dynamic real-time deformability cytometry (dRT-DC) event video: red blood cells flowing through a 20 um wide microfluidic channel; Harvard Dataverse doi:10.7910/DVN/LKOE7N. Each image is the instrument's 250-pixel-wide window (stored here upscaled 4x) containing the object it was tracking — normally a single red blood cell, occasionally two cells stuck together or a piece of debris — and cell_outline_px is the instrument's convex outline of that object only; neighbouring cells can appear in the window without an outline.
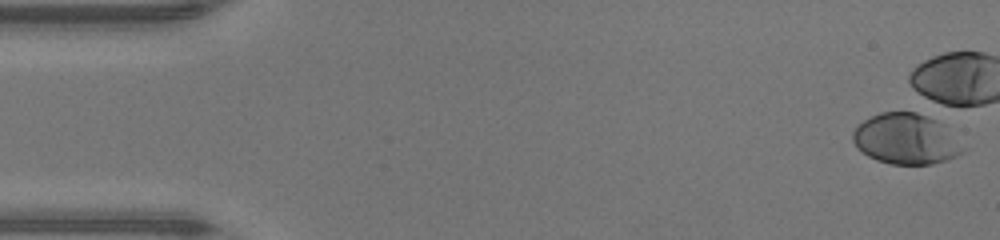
{"species": "human", "species_latin": "Homo sapiens", "temperature_condition": "warm", "stored_images_in_passage": 2, "camera_frame_rate_fps": 3000, "um_per_image_px": 0.085, "donor": {"sex": "male"}, "frame": {"image": 1, "passage_image": 1, "time_ms": 0.0, "image_size_px": [1000, 240], "cell_outline_px": [[968, 148], [964, 152], [956, 156], [932, 164], [888, 164], [876, 160], [868, 156], [856, 148], [852, 140], [852, 132], [864, 120], [880, 112], [928, 112], [944, 124]], "centroid_in_image_um": [77.06, 11.79], "position_along_channel_um": 7.9, "area_um2": 33.23}}